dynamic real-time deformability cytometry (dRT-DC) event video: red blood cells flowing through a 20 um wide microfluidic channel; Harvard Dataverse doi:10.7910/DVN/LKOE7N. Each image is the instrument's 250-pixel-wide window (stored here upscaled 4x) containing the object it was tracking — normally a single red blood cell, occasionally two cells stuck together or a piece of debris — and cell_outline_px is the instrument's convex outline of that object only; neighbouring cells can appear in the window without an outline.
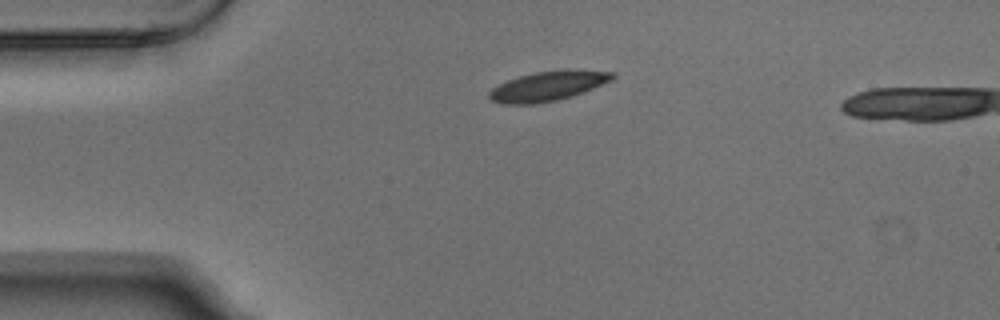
{"species": "Egyptian fruit bat (a non-hibernating species)", "species_latin": "Rousettus aegyptiacus", "temperature_condition": "warm", "stored_images_in_passage": 2, "camera_frame_rate_fps": 3000, "um_per_image_px": 0.085, "animal": {"sex": "male"}, "frame": {"image": 1, "passage_image": 1, "time_ms": 0.0, "image_size_px": [1000, 320], "cell_outline_px": [[616, 76], [612, 80], [572, 96], [556, 100], [532, 104], [504, 104], [488, 100], [488, 92], [492, 88], [508, 80], [520, 76], [536, 72], [564, 68], [568, 68], [616, 72]], "centroid_in_image_um": [46.59, 7.29], "position_along_channel_um": 38.4, "area_um2": 21.5}}